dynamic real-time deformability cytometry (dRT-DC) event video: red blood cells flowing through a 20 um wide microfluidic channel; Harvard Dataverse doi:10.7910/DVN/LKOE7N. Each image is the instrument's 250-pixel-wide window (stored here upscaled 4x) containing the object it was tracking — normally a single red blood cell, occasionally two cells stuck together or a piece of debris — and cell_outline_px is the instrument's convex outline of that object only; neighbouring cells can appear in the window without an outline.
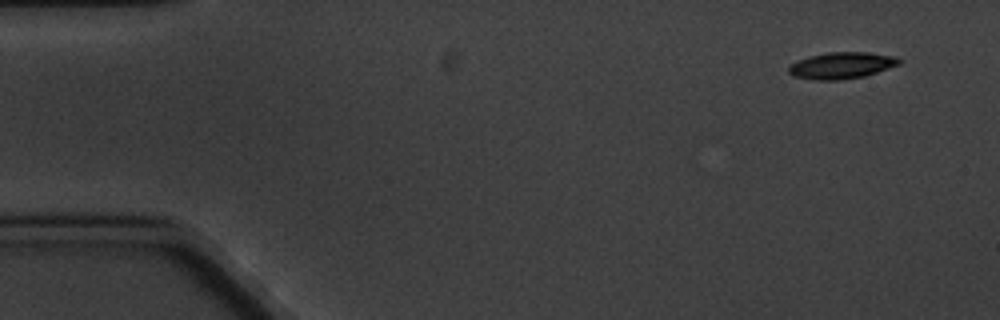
{"species": "common noctule bat (a hibernating species)", "species_latin": "Nyctalus noctula", "temperature_condition": "cold", "stored_images_in_passage": 6, "camera_frame_rate_fps": 3000, "um_per_image_px": 0.085, "animal": {"sex": "male", "body_mass_g": 20.1, "forearm_length_mm": 53.5}, "frame": {"image": 1, "passage_image": 1, "time_ms": 0.0, "image_size_px": [1000, 320], "cell_outline_px": [[904, 60], [900, 64], [864, 76], [836, 80], [812, 80], [792, 76], [788, 72], [788, 68], [792, 64], [800, 60], [812, 56], [828, 52], [868, 52], [892, 56]], "centroid_in_image_um": [71.54, 5.57], "position_along_channel_um": 13.5, "area_um2": 16.88}}